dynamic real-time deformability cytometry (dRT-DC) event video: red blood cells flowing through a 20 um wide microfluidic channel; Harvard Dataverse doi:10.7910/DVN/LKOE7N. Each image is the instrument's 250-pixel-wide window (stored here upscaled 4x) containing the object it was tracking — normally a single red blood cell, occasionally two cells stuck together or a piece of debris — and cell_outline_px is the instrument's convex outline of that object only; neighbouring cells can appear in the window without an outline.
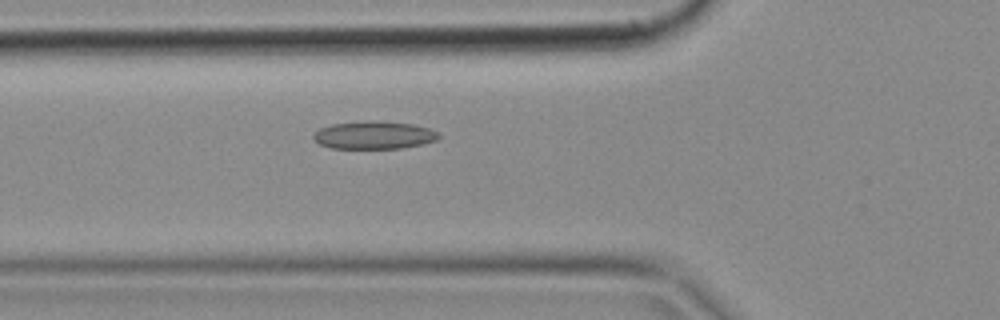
{"species": "common noctule bat (a hibernating species)", "species_latin": "Nyctalus noctula", "temperature_condition": "cold", "stored_images_in_passage": 35, "camera_frame_rate_fps": 3000, "um_per_image_px": 0.085, "animal": {"sex": "female", "body_mass_g": 18.4}, "frame": {"image": 1, "passage_image": 6, "time_ms": 1.667, "image_size_px": [1000, 320], "cell_outline_px": [[440, 136], [436, 140], [420, 144], [400, 148], [328, 148], [320, 144], [312, 136], [320, 128], [332, 124], [368, 120], [376, 120], [412, 124], [428, 128], [440, 132]], "centroid_in_image_um": [31.79, 11.47], "position_along_channel_um": 94.0, "area_um2": 20.23}}